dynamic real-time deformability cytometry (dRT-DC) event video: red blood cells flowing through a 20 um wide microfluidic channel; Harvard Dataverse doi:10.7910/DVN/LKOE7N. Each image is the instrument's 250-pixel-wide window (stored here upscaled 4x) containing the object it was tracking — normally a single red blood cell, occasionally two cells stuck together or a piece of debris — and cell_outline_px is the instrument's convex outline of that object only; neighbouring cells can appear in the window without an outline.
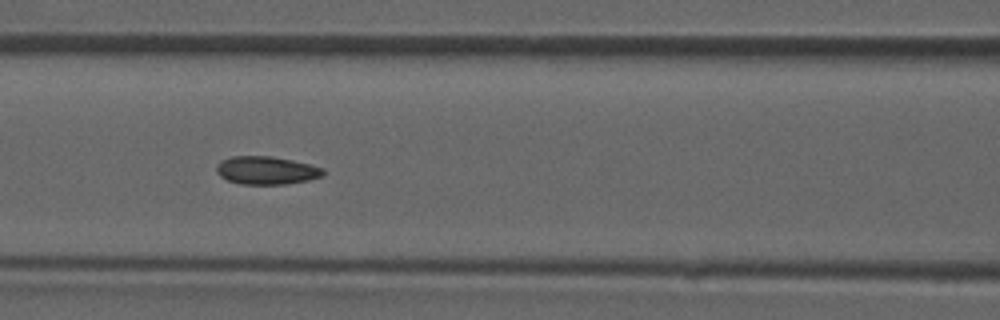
{"species": "common noctule bat (a hibernating species)", "species_latin": "Nyctalus noctula", "temperature_condition": "room temperature", "stored_images_in_passage": 48, "camera_frame_rate_fps": 3000, "um_per_image_px": 0.085, "animal": {"sex": "male", "forearm_length_mm": 52.5}, "frame": {"image": 1, "passage_image": 21, "time_ms": 6.667, "image_size_px": [1000, 320], "cell_outline_px": [[324, 176], [308, 180], [288, 184], [240, 184], [228, 180], [220, 176], [216, 172], [216, 164], [220, 160], [232, 156], [268, 156], [292, 160], [324, 168]], "centroid_in_image_um": [22.63, 14.48], "position_along_channel_um": 144.0, "area_um2": 17.51}}